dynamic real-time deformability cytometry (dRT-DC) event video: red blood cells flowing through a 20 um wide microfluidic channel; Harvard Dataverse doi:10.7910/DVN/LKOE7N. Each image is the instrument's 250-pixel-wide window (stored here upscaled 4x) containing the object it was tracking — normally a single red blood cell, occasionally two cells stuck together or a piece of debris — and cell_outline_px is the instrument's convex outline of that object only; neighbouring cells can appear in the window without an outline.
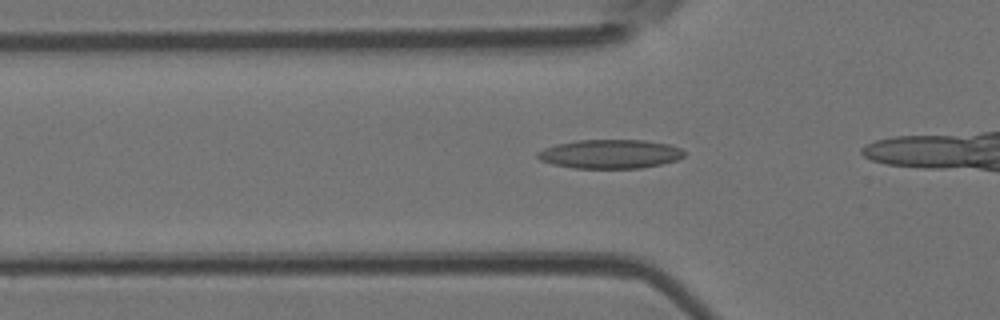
{"species": "Egyptian fruit bat (a non-hibernating species)", "species_latin": "Rousettus aegyptiacus", "temperature_condition": "room temperature", "stored_images_in_passage": 22, "camera_frame_rate_fps": 3000, "um_per_image_px": 0.085, "animal": {"sex": "female"}, "frame": {"image": 1, "passage_image": 11, "time_ms": 3.333, "image_size_px": [1000, 320], "cell_outline_px": [[684, 156], [676, 160], [660, 164], [640, 168], [572, 168], [552, 164], [540, 160], [536, 156], [536, 152], [544, 148], [556, 144], [576, 140], [644, 140], [672, 144], [680, 148], [684, 152]], "centroid_in_image_um": [51.84, 13.08], "position_along_channel_um": 74.0, "area_um2": 24.85}}
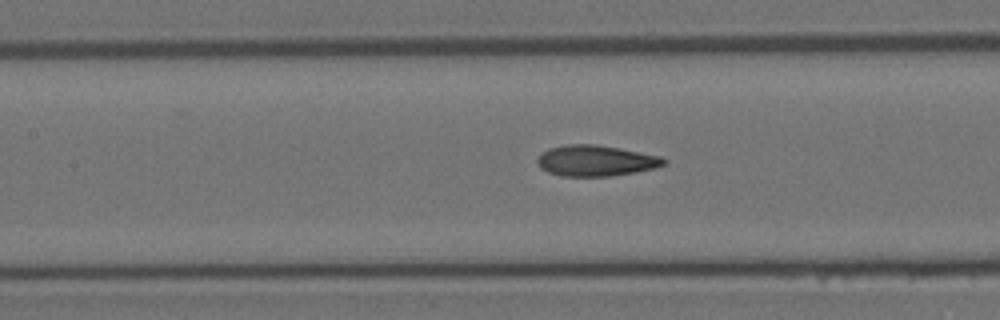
{"frame": {"image": 2, "passage_image": 17, "time_ms": 5.333, "image_size_px": [1000, 320], "cell_outline_px": [[668, 160], [664, 164], [656, 168], [608, 176], [560, 176], [548, 172], [540, 168], [536, 160], [548, 148], [568, 144], [592, 144], [616, 148], [660, 156]], "centroid_in_image_um": [50.61, 13.66], "position_along_channel_um": 156.8, "area_um2": 22.43}}
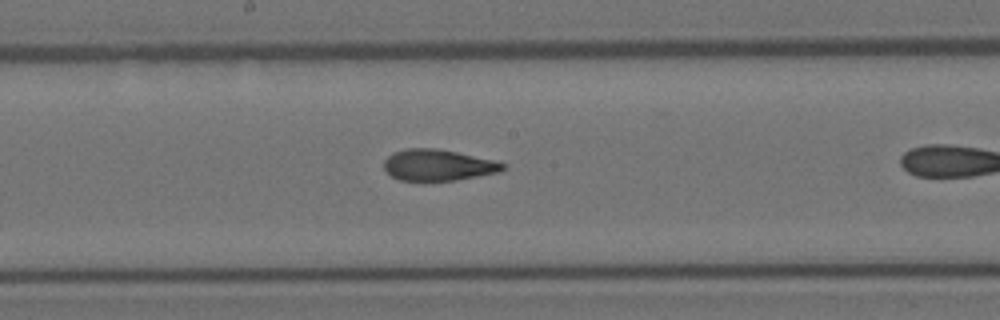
{"frame": {"image": 3, "passage_image": 21, "time_ms": 6.667, "image_size_px": [1000, 320], "cell_outline_px": [[504, 168], [500, 172], [456, 180], [400, 180], [392, 176], [384, 168], [384, 160], [392, 152], [404, 148], [436, 148], [496, 160], [504, 164]], "centroid_in_image_um": [37.22, 14.02], "position_along_channel_um": 211.0, "area_um2": 21.56}}